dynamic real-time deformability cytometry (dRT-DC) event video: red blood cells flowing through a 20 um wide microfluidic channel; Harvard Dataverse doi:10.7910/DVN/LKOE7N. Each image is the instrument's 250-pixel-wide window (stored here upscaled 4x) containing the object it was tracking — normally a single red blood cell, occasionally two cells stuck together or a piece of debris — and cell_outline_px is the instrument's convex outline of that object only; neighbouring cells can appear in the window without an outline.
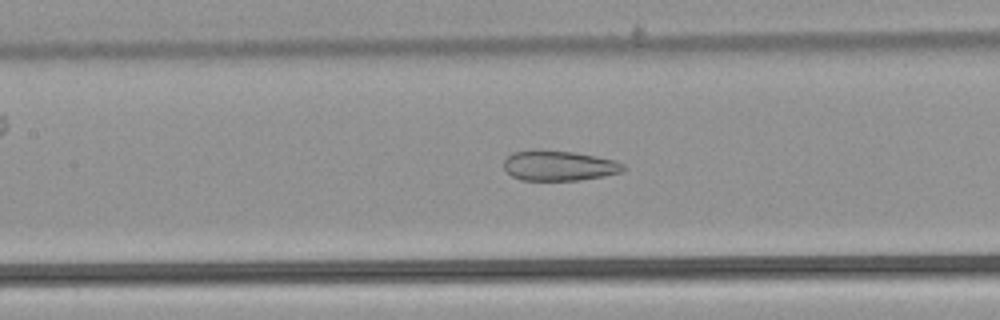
{"species": "common noctule bat (a hibernating species)", "species_latin": "Nyctalus noctula", "temperature_condition": "warm", "stored_images_in_passage": 52, "camera_frame_rate_fps": 3000, "um_per_image_px": 0.085, "animal": {"sex": "male", "body_mass_g": 21.5, "forearm_length_mm": 52.0}, "frame": {"image": 1, "passage_image": 24, "time_ms": 7.667, "image_size_px": [1000, 320], "cell_outline_px": [[628, 168], [620, 172], [604, 176], [580, 180], [520, 180], [512, 176], [504, 168], [504, 160], [512, 152], [536, 148], [572, 152], [616, 160], [624, 164]], "centroid_in_image_um": [47.5, 14.06], "position_along_channel_um": 159.9, "area_um2": 21.27}}
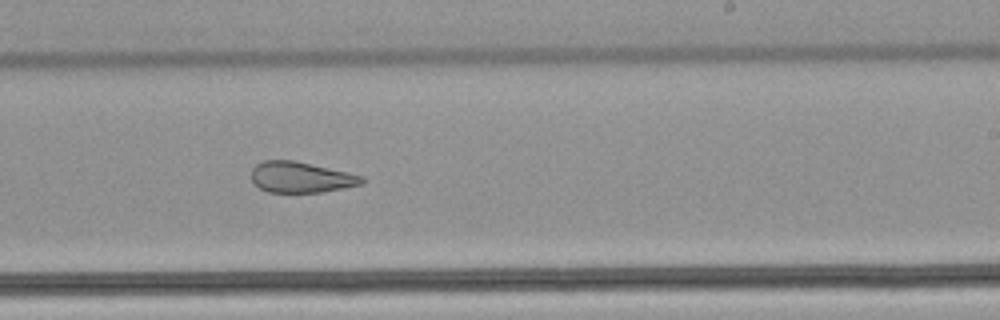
{"frame": {"image": 2, "passage_image": 32, "time_ms": 10.333, "image_size_px": [1000, 320], "cell_outline_px": [[364, 184], [344, 188], [320, 192], [268, 192], [252, 184], [252, 168], [256, 164], [264, 160], [292, 160], [348, 172], [364, 176]], "centroid_in_image_um": [25.57, 15.07], "position_along_channel_um": 263.4, "area_um2": 19.88}}
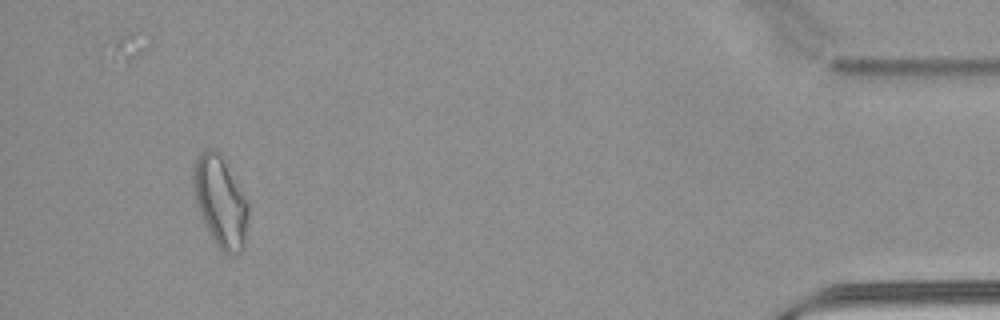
{"frame": {"image": 3, "passage_image": 49, "time_ms": 16.0, "image_size_px": [1000, 320], "cell_outline_px": [[248, 216], [244, 248], [240, 252], [228, 256], [220, 252], [216, 248], [200, 216], [192, 192], [192, 168], [200, 152], [204, 148], [216, 148], [224, 156], [248, 204]], "centroid_in_image_um": [18.7, 17.13], "position_along_channel_um": 416.5, "area_um2": 30.06}, "authors_computed_cell_mechanics": {"area_um2": 26.3279, "velocity_mm_per_s": 3.9007, "shape_relaxation_time_tau1_ms": null, "shape_relaxation_time_tau2_ms": 2.3961, "deformation_change_tau1": null, "deformation_change_tau2": 0.1061}}